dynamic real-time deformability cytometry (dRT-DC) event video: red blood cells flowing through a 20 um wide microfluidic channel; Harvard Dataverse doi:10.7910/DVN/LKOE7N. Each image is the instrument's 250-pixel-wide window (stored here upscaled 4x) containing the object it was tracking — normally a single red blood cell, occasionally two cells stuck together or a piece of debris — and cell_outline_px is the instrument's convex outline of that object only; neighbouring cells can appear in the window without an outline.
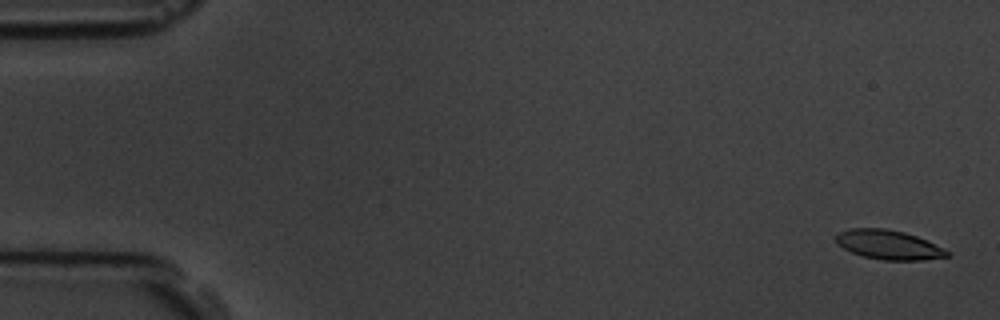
{"species": "common noctule bat (a hibernating species)", "species_latin": "Nyctalus noctula", "temperature_condition": "room temperature", "stored_images_in_passage": 5, "camera_frame_rate_fps": 3000, "um_per_image_px": 0.085, "animal": {"sex": "male", "body_mass_g": 19.5, "forearm_length_mm": 54.6}, "frame": {"image": 1, "passage_image": 1, "time_ms": 0.0, "image_size_px": [1000, 320], "cell_outline_px": [[952, 252], [948, 256], [924, 260], [884, 260], [864, 256], [852, 252], [836, 244], [836, 236], [840, 232], [848, 228], [884, 228], [904, 232], [916, 236], [944, 248]], "centroid_in_image_um": [75.54, 20.8], "position_along_channel_um": 9.5, "area_um2": 18.9}}
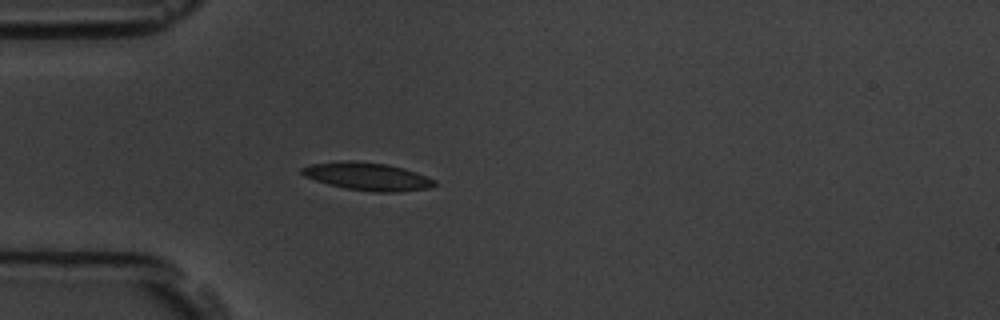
{"frame": {"image": 2, "passage_image": 5, "time_ms": 4.667, "image_size_px": [1000, 320], "cell_outline_px": [[436, 184], [428, 188], [400, 192], [372, 192], [344, 188], [328, 184], [304, 176], [300, 172], [300, 168], [312, 164], [340, 160], [352, 160], [388, 164], [404, 168], [416, 172], [436, 180]], "centroid_in_image_um": [31.22, 14.99], "position_along_channel_um": 53.8, "area_um2": 21.68}}